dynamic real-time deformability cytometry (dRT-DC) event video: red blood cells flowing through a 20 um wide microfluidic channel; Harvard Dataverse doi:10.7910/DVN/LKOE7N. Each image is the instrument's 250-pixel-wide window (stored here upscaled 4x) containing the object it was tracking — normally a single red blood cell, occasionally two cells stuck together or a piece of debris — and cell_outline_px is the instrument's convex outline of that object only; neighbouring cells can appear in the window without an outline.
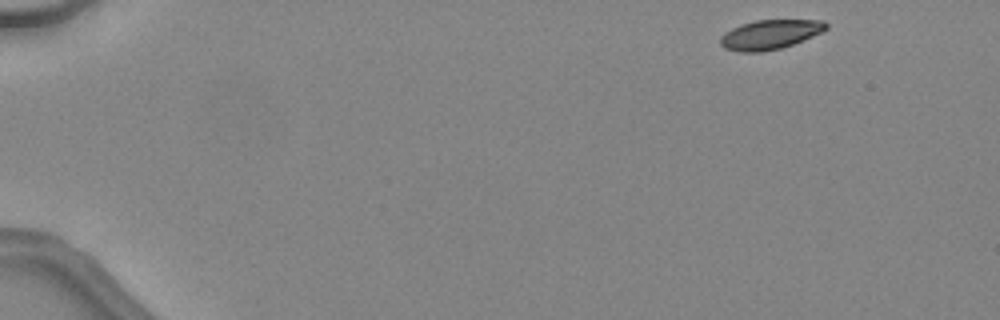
{"species": "common noctule bat (a hibernating species)", "species_latin": "Nyctalus noctula", "temperature_condition": "warm", "stored_images_in_passage": 8, "camera_frame_rate_fps": 3000, "um_per_image_px": 0.085, "animal": {"sex": "female", "body_mass_g": 24.6, "forearm_length_mm": 56.2}, "frame": {"image": 1, "passage_image": 1, "time_ms": 0.0, "image_size_px": [1000, 320], "cell_outline_px": [[828, 28], [812, 36], [792, 44], [780, 48], [760, 52], [740, 52], [724, 48], [720, 44], [720, 36], [724, 32], [740, 24], [756, 20], [824, 20], [828, 24]], "centroid_in_image_um": [65.41, 2.93], "position_along_channel_um": 19.6, "area_um2": 18.09}}